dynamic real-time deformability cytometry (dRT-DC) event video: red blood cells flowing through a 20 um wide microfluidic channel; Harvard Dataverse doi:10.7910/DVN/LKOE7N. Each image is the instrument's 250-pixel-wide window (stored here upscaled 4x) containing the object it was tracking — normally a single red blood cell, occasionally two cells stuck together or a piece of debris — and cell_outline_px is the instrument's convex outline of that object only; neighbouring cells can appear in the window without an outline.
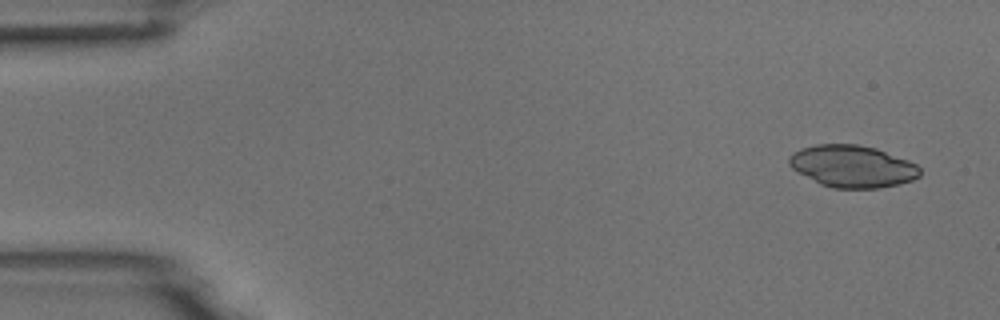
{"species": "common noctule bat (a hibernating species)", "species_latin": "Nyctalus noctula", "temperature_condition": "room temperature", "stored_images_in_passage": 51, "camera_frame_rate_fps": 3000, "um_per_image_px": 0.085, "animal": {"sex": "male", "body_mass_g": 18.8}, "frame": {"image": 1, "passage_image": 1, "time_ms": 0.0, "image_size_px": [1000, 320], "cell_outline_px": [[920, 176], [912, 180], [896, 184], [876, 188], [832, 188], [820, 184], [792, 168], [788, 164], [788, 156], [800, 148], [816, 144], [856, 144], [876, 148], [908, 160], [916, 164], [920, 168]], "centroid_in_image_um": [72.43, 14.12], "position_along_channel_um": 12.6, "area_um2": 31.96}}